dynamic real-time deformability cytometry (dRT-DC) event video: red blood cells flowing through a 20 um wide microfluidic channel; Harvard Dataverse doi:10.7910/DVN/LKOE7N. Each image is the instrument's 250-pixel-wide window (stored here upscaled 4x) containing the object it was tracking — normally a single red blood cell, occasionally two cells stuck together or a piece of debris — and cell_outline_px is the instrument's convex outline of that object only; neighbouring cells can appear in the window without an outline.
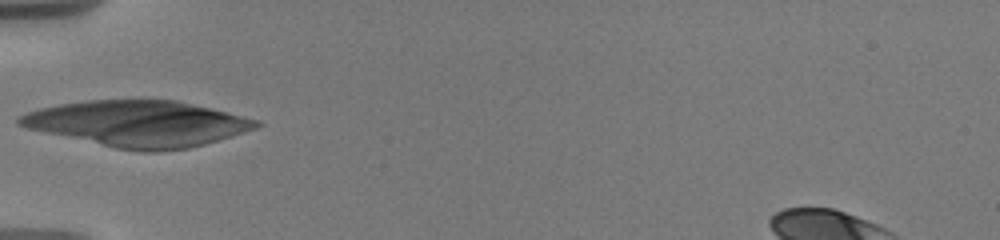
{"species": "human", "species_latin": "Homo sapiens", "temperature_condition": "warm", "stored_images_in_passage": 10, "camera_frame_rate_fps": 3000, "um_per_image_px": 0.085, "donor": {"sex": "male"}, "frame": {"image": 1, "passage_image": 1, "time_ms": 0.0, "image_size_px": [1000, 240], "cell_outline_px": [[264, 124], [256, 128], [244, 132], [204, 144], [188, 148], [156, 152], [144, 152], [116, 148], [28, 128], [16, 124], [16, 116], [40, 108], [60, 104], [88, 100], [176, 100], [212, 108], [260, 120]], "centroid_in_image_um": [11.76, 10.5], "position_along_channel_um": 73.2, "area_um2": 63.12}}
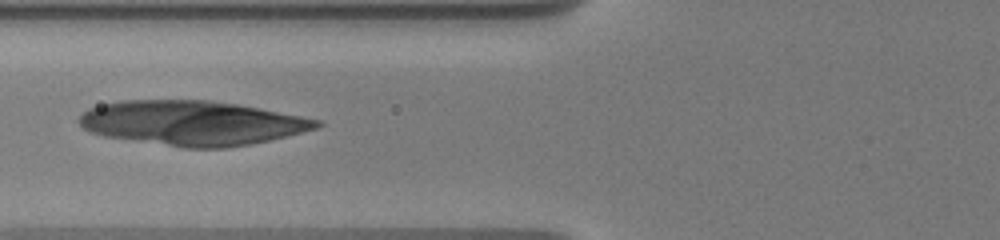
{"frame": {"image": 2, "passage_image": 5, "time_ms": 1.0, "image_size_px": [1000, 240], "cell_outline_px": [[324, 124], [316, 128], [268, 140], [228, 148], [184, 148], [104, 136], [88, 132], [76, 120], [88, 108], [100, 104], [120, 100], [212, 100], [240, 104], [320, 120]], "centroid_in_image_um": [16.28, 10.44], "position_along_channel_um": 109.5, "area_um2": 61.73}}